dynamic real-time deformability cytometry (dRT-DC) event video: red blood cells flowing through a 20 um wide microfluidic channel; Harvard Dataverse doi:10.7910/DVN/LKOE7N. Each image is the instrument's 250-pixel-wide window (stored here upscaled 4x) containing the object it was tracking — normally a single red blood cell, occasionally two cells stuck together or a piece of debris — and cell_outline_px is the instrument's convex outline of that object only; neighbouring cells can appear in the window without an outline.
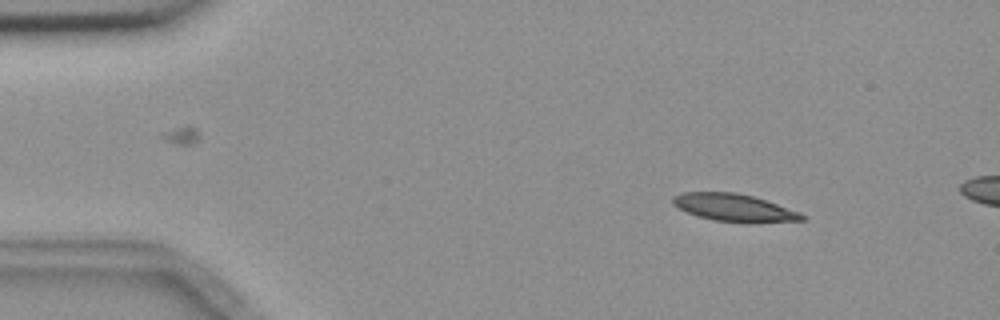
{"species": "common noctule bat (a hibernating species)", "species_latin": "Nyctalus noctula", "temperature_condition": "room temperature", "stored_images_in_passage": 5, "camera_frame_rate_fps": 3000, "um_per_image_px": 0.085, "animal": {"sex": "female", "body_mass_g": 18.4}, "frame": {"image": 1, "passage_image": 2, "time_ms": 1.333, "image_size_px": [1000, 320], "cell_outline_px": [[808, 216], [804, 220], [748, 224], [744, 224], [712, 220], [696, 216], [672, 204], [672, 196], [680, 192], [736, 192], [752, 196], [800, 212]], "centroid_in_image_um": [62.41, 17.67], "position_along_channel_um": 22.6, "area_um2": 21.1}}